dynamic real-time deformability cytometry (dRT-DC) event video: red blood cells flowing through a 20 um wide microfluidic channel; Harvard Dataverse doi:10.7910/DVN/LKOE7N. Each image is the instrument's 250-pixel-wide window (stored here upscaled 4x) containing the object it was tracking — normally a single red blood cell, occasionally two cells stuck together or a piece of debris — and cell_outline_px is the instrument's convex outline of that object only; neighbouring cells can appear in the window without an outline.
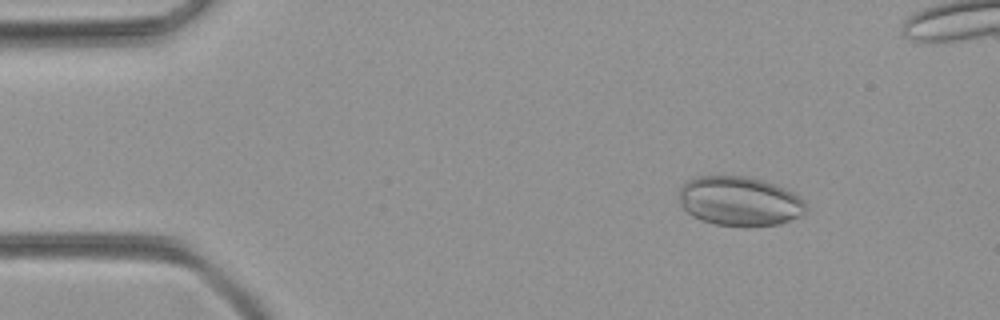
{"species": "common noctule bat (a hibernating species)", "species_latin": "Nyctalus noctula", "temperature_condition": "room temperature", "stored_images_in_passage": 49, "camera_frame_rate_fps": 3000, "um_per_image_px": 0.085, "animal": {"sex": "female", "body_mass_g": 21.9}, "frame": {"image": 1, "passage_image": 5, "time_ms": 1.333, "image_size_px": [1000, 320], "cell_outline_px": [[808, 212], [800, 216], [780, 224], [748, 228], [744, 228], [716, 224], [700, 220], [692, 216], [680, 204], [680, 188], [688, 180], [696, 176], [744, 176], [764, 180], [776, 184], [800, 196], [804, 200], [808, 208]], "centroid_in_image_um": [62.91, 17.13], "position_along_channel_um": 22.1, "area_um2": 37.17}}
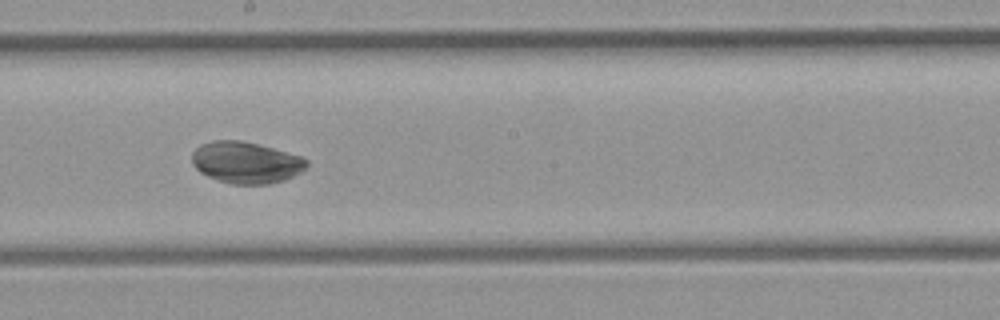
{"frame": {"image": 2, "passage_image": 26, "time_ms": 8.333, "image_size_px": [1000, 320], "cell_outline_px": [[308, 164], [300, 172], [284, 180], [268, 184], [232, 184], [208, 176], [200, 172], [192, 164], [192, 152], [200, 144], [212, 140], [240, 140], [304, 156], [308, 160]], "centroid_in_image_um": [20.9, 13.8], "position_along_channel_um": 227.3, "area_um2": 27.74}}
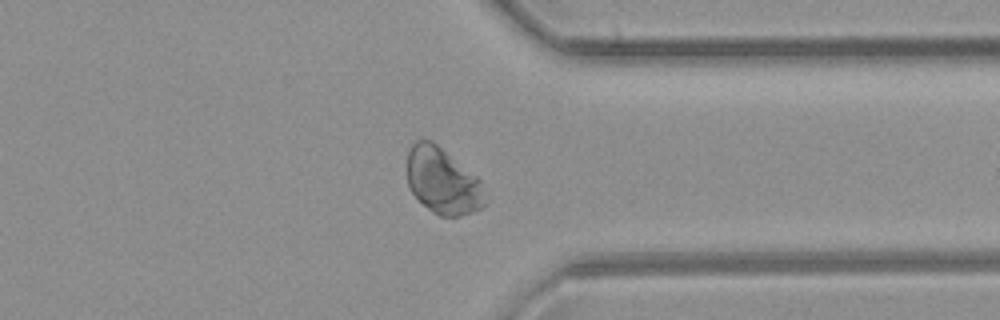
{"frame": {"image": 3, "passage_image": 37, "time_ms": 12.0, "image_size_px": [1000, 320], "cell_outline_px": [[488, 200], [480, 208], [472, 212], [460, 216], [440, 216], [432, 212], [412, 192], [408, 184], [408, 152], [412, 144], [416, 140], [432, 140], [476, 176], [480, 180]], "centroid_in_image_um": [37.65, 15.39], "position_along_channel_um": 373.8, "area_um2": 29.77}}